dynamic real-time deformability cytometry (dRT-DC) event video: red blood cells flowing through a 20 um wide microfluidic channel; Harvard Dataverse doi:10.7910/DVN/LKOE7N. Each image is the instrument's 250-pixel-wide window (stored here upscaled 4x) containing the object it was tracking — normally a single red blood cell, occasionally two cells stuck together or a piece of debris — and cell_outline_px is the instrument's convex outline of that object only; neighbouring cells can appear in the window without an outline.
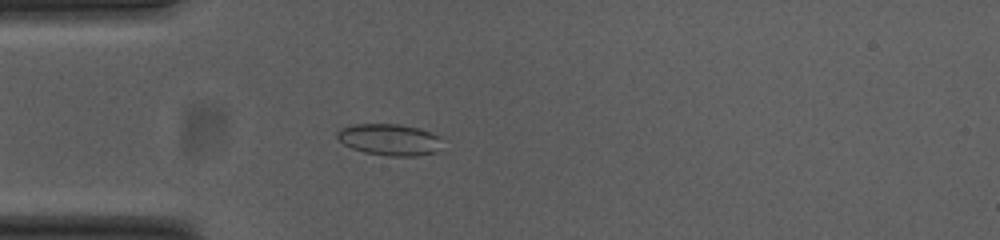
{"species": "common noctule bat (a hibernating species)", "species_latin": "Nyctalus noctula", "temperature_condition": "cold", "stored_images_in_passage": 54, "camera_frame_rate_fps": 3000, "um_per_image_px": 0.085, "animal": {"sex": "female", "body_mass_g": 23.0, "forearm_length_mm": 53.4}, "frame": {"image": 1, "passage_image": 15, "time_ms": 4.667, "image_size_px": [1000, 240], "cell_outline_px": [[440, 136], [436, 152], [416, 156], [388, 156], [364, 152], [352, 148], [344, 144], [336, 136], [336, 132], [340, 128], [356, 124], [400, 124], [416, 128]], "centroid_in_image_um": [33.05, 11.87], "position_along_channel_um": 52.0, "area_um2": 19.02}}
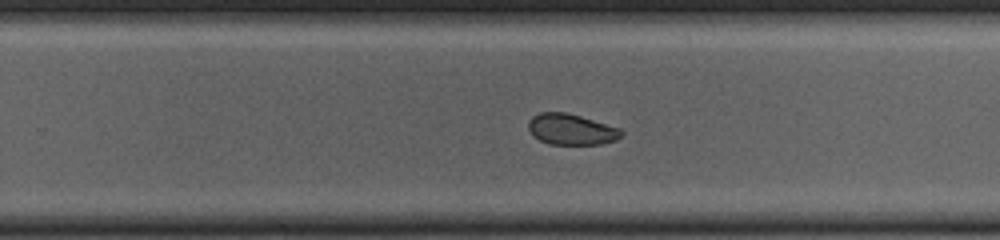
{"frame": {"image": 2, "passage_image": 34, "time_ms": 11.0, "image_size_px": [1000, 240], "cell_outline_px": [[624, 132], [616, 140], [600, 144], [548, 144], [540, 140], [528, 128], [528, 120], [532, 116], [540, 112], [564, 112], [580, 116], [620, 128]], "centroid_in_image_um": [48.55, 10.99], "position_along_channel_um": 281.2, "area_um2": 16.59}}
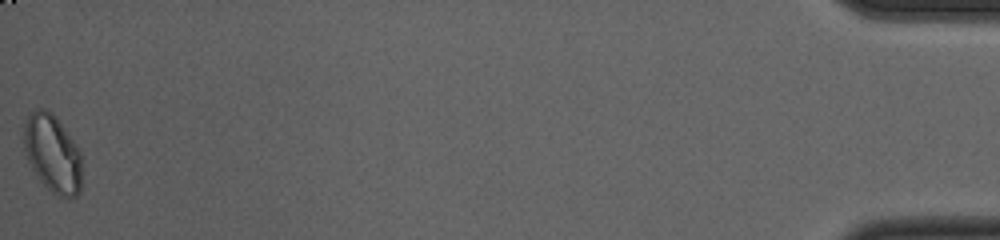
{"frame": {"image": 3, "passage_image": 54, "time_ms": 17.667, "image_size_px": [1000, 240], "cell_outline_px": [[80, 192], [76, 196], [68, 200], [56, 196], [40, 180], [32, 168], [24, 152], [24, 124], [28, 112], [36, 108], [40, 108], [52, 112], [56, 116], [80, 152]], "centroid_in_image_um": [4.44, 13.05], "position_along_channel_um": 430.8, "area_um2": 26.3}, "authors_computed_cell_mechanics": {"area_um2": 18.7272, "velocity_mm_per_s": 3.7545, "shape_relaxation_time_tau1_ms": null, "shape_relaxation_time_tau2_ms": 3.3741, "deformation_change_tau1": null, "deformation_change_tau2": 0.0614}}